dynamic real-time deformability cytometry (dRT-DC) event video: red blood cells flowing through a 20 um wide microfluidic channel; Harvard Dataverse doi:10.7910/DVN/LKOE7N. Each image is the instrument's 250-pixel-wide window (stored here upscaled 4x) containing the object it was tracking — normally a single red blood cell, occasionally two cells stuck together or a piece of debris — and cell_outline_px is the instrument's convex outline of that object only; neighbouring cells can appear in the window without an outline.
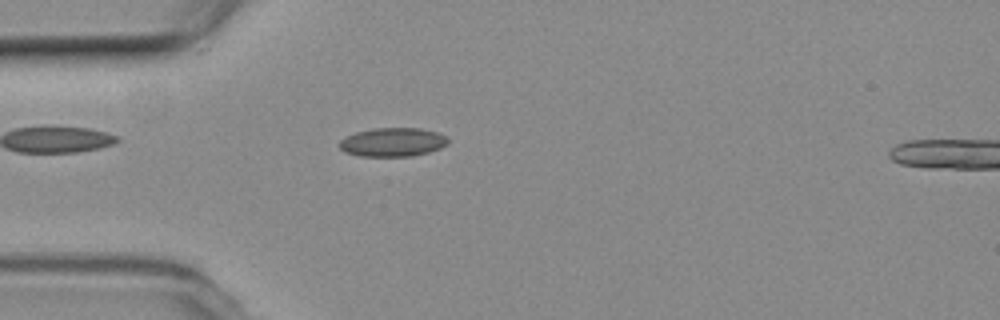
{"species": "common noctule bat (a hibernating species)", "species_latin": "Nyctalus noctula", "temperature_condition": "room temperature", "stored_images_in_passage": 45, "segment_of_instrument_passage": [1, 2], "camera_frame_rate_fps": 3000, "um_per_image_px": 0.085, "animal": {"sex": "female", "body_mass_g": 19.3, "forearm_length_mm": 54.1}, "frame": {"image": 1, "passage_image": 4, "time_ms": 1.0, "image_size_px": [1000, 320], "cell_outline_px": [[448, 144], [440, 148], [428, 152], [412, 156], [360, 156], [344, 152], [340, 148], [340, 140], [356, 132], [372, 128], [420, 128], [440, 132], [448, 136]], "centroid_in_image_um": [33.42, 12.07], "position_along_channel_um": 51.6, "area_um2": 18.32}}
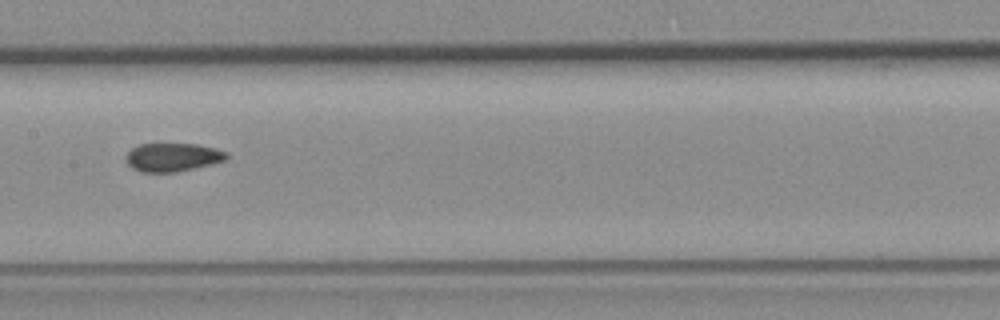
{"frame": {"image": 2, "passage_image": 16, "time_ms": 5.0, "image_size_px": [1000, 320], "cell_outline_px": [[228, 156], [224, 160], [176, 172], [140, 172], [132, 168], [128, 164], [124, 156], [132, 148], [140, 144], [196, 144], [216, 148], [228, 152]], "centroid_in_image_um": [14.63, 13.36], "position_along_channel_um": 192.8, "area_um2": 16.53}}
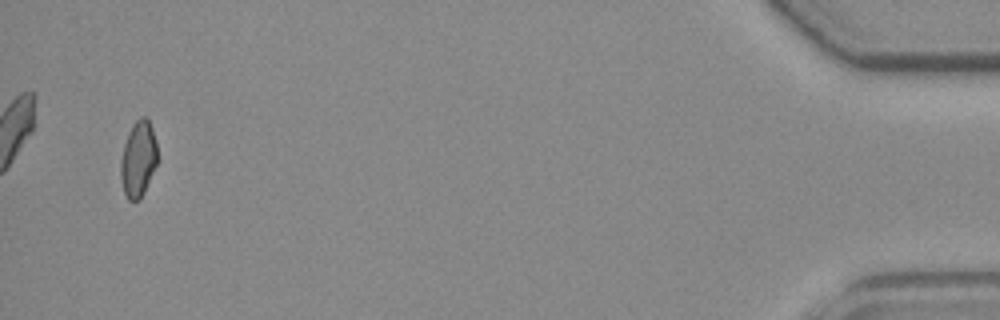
{"frame": {"image": 3, "passage_image": 42, "time_ms": 13.667, "image_size_px": [1000, 320], "cell_outline_px": [[156, 164], [144, 192], [140, 200], [128, 200], [124, 192], [120, 176], [120, 160], [124, 144], [132, 124], [140, 116], [148, 116], [152, 128], [156, 144]], "centroid_in_image_um": [11.73, 13.49], "position_along_channel_um": 423.5, "area_um2": 16.18}}